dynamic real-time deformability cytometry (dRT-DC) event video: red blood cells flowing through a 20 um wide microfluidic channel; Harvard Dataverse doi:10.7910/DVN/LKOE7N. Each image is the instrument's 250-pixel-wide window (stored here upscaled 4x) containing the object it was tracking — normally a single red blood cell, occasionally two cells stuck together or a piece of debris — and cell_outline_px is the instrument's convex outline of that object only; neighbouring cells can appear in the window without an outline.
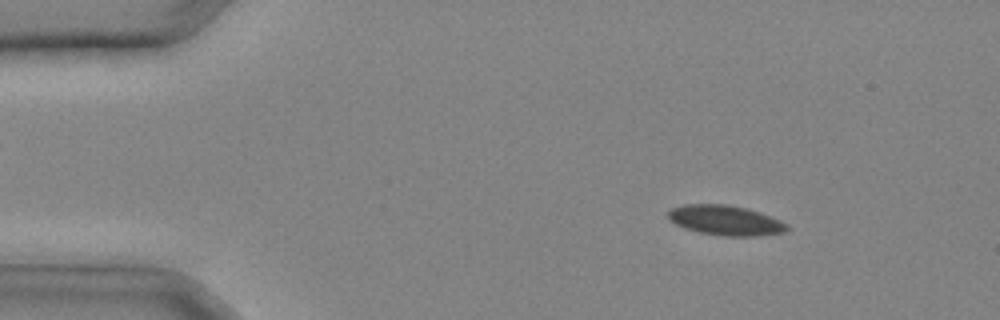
{"species": "common noctule bat (a hibernating species)", "species_latin": "Nyctalus noctula", "temperature_condition": "cold", "stored_images_in_passage": 31, "camera_frame_rate_fps": 3000, "um_per_image_px": 0.085, "animal": {"sex": "male", "body_mass_g": 20.4}, "frame": {"image": 1, "passage_image": 4, "time_ms": 1.0, "image_size_px": [1000, 320], "cell_outline_px": [[788, 228], [784, 232], [760, 236], [724, 236], [700, 232], [684, 228], [668, 220], [668, 212], [672, 208], [684, 204], [724, 204], [744, 208], [760, 212], [780, 220], [788, 224]], "centroid_in_image_um": [61.65, 18.73], "position_along_channel_um": 23.3, "area_um2": 20.69}}
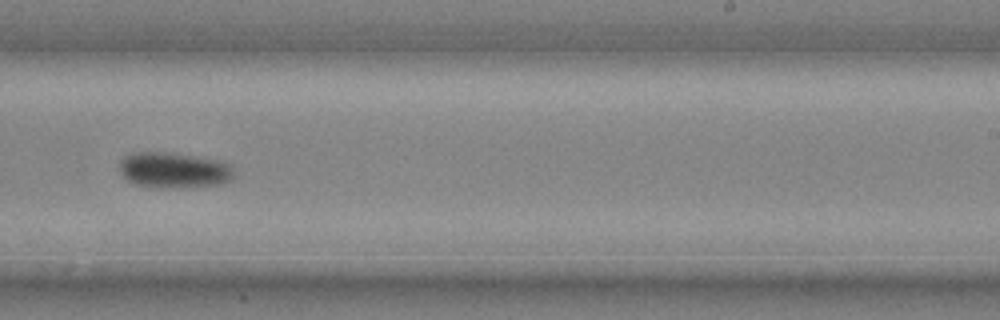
{"frame": {"image": 2, "passage_image": 20, "time_ms": 6.333, "image_size_px": [1000, 320], "cell_outline_px": [[232, 180], [224, 184], [180, 188], [160, 188], [132, 184], [120, 172], [120, 160], [124, 156], [132, 152], [168, 152], [220, 160], [228, 164], [232, 168]], "centroid_in_image_um": [14.76, 14.47], "position_along_channel_um": 274.2, "area_um2": 24.1}}
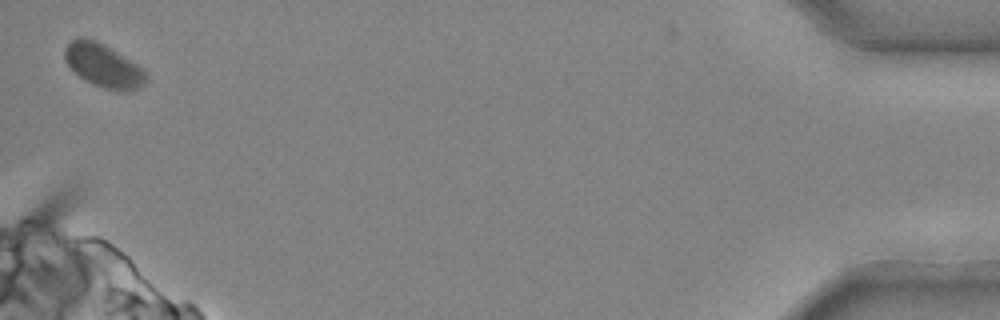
{"frame": {"image": 3, "passage_image": 31, "time_ms": 10.0, "image_size_px": [1000, 320], "cell_outline_px": [[148, 80], [140, 88], [128, 92], [120, 92], [104, 88], [92, 84], [80, 76], [68, 64], [64, 56], [64, 48], [72, 40], [96, 40], [104, 44], [144, 68], [148, 76]], "centroid_in_image_um": [8.87, 5.63], "position_along_channel_um": 426.3, "area_um2": 20.4}}